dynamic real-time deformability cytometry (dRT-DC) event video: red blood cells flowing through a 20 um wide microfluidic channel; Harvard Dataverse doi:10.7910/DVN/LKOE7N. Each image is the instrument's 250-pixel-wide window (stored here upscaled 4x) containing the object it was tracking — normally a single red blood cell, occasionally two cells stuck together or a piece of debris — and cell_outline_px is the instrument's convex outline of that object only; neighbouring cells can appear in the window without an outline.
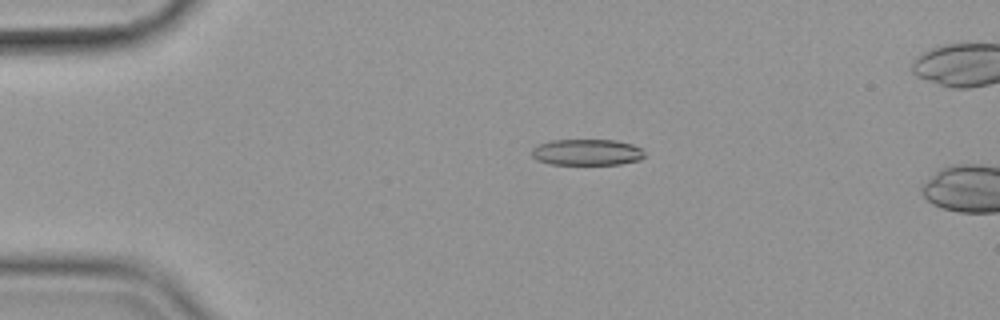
{"species": "common noctule bat (a hibernating species)", "species_latin": "Nyctalus noctula", "temperature_condition": "cold", "stored_images_in_passage": 16, "camera_frame_rate_fps": 3000, "um_per_image_px": 0.085, "animal": {"sex": "female", "body_mass_g": 19.9}, "frame": {"image": 1, "passage_image": 12, "time_ms": 3.667, "image_size_px": [1000, 320], "cell_outline_px": [[644, 156], [640, 160], [620, 164], [548, 164], [536, 160], [532, 156], [532, 148], [536, 144], [552, 140], [616, 140], [632, 144], [640, 148], [644, 152]], "centroid_in_image_um": [49.85, 12.94], "position_along_channel_um": 35.1, "area_um2": 17.34}}